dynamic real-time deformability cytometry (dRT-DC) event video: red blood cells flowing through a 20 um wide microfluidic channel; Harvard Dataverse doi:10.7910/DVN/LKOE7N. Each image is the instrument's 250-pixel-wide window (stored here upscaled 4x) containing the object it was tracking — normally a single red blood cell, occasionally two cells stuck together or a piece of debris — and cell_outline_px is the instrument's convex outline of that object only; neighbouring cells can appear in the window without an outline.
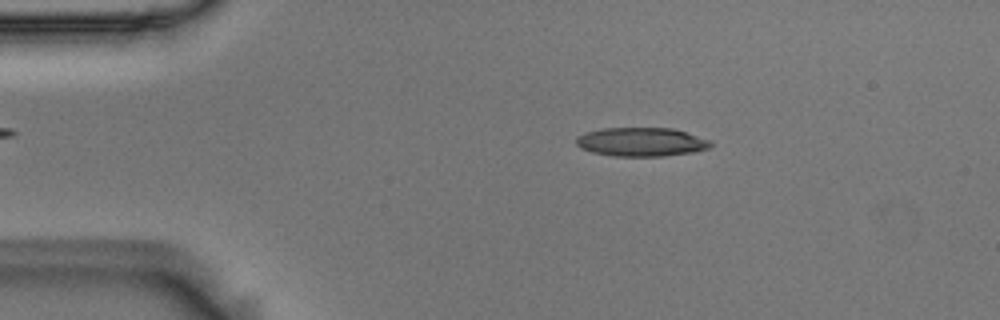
{"species": "Egyptian fruit bat (a non-hibernating species)", "species_latin": "Rousettus aegyptiacus", "temperature_condition": "room temperature", "stored_images_in_passage": 6, "camera_frame_rate_fps": 3000, "um_per_image_px": 0.085, "animal": {"sex": "male"}, "frame": {"image": 1, "passage_image": 3, "time_ms": 0.667, "image_size_px": [1000, 320], "cell_outline_px": [[712, 144], [708, 148], [696, 152], [664, 156], [612, 156], [592, 152], [580, 148], [576, 144], [576, 136], [584, 132], [600, 128], [672, 128], [712, 140]], "centroid_in_image_um": [54.49, 12.06], "position_along_channel_um": 30.5, "area_um2": 22.83}}
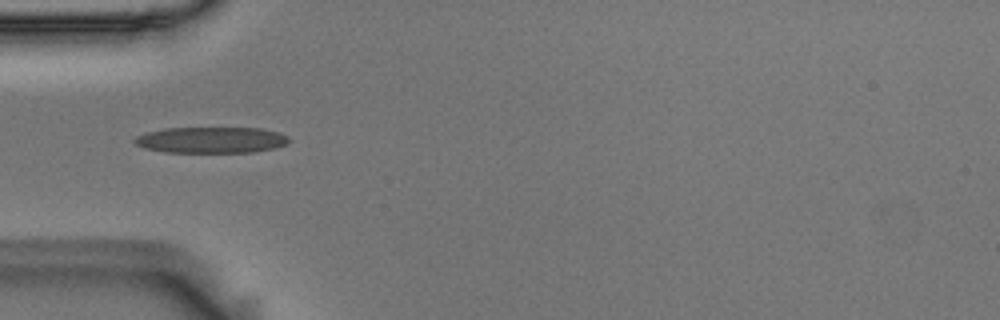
{"frame": {"image": 2, "passage_image": 5, "time_ms": 1.333, "image_size_px": [1000, 320], "cell_outline_px": [[292, 140], [288, 144], [276, 148], [252, 152], [164, 152], [144, 148], [136, 144], [132, 140], [136, 136], [144, 132], [164, 128], [260, 128], [280, 132], [288, 136]], "centroid_in_image_um": [17.97, 11.89], "position_along_channel_um": 67.0, "area_um2": 23.81}}